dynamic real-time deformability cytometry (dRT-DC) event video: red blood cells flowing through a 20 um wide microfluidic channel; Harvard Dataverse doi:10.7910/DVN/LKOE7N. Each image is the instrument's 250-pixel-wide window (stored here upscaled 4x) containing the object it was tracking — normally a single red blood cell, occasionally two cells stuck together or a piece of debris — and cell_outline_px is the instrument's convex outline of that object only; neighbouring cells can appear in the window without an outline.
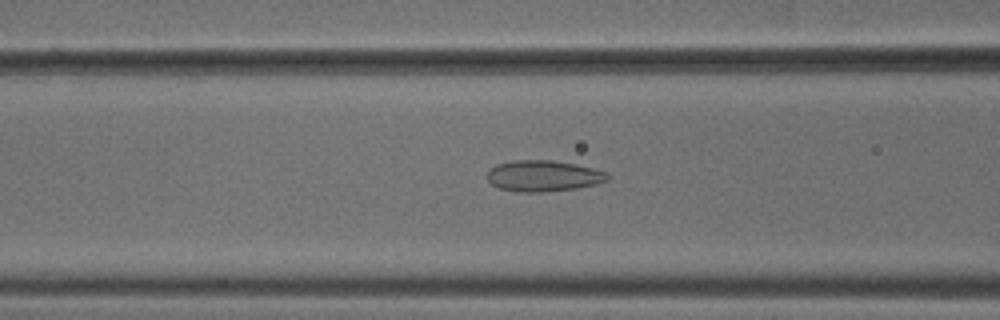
{"species": "common noctule bat (a hibernating species)", "species_latin": "Nyctalus noctula", "temperature_condition": "cold", "stored_images_in_passage": 54, "camera_frame_rate_fps": 3000, "um_per_image_px": 0.085, "animal": {"sex": "male", "body_mass_g": 18.8}, "frame": {"image": 1, "passage_image": 22, "time_ms": 7.0, "image_size_px": [1000, 320], "cell_outline_px": [[608, 180], [596, 184], [576, 188], [544, 192], [520, 192], [500, 188], [492, 184], [488, 180], [488, 172], [496, 164], [512, 160], [552, 160], [576, 164], [608, 172]], "centroid_in_image_um": [46.2, 14.94], "position_along_channel_um": 120.4, "area_um2": 21.73}}
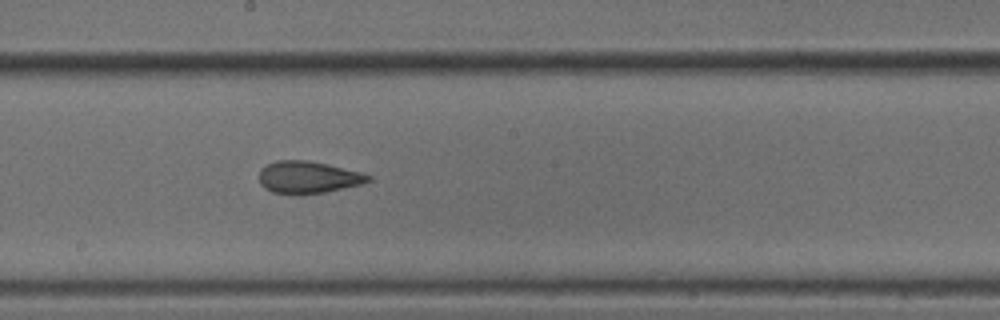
{"frame": {"image": 2, "passage_image": 30, "time_ms": 9.667, "image_size_px": [1000, 320], "cell_outline_px": [[372, 180], [360, 184], [324, 192], [300, 196], [272, 192], [264, 188], [260, 184], [260, 168], [276, 160], [308, 160], [364, 172], [372, 176]], "centroid_in_image_um": [26.18, 15.08], "position_along_channel_um": 222.0, "area_um2": 20.75}}
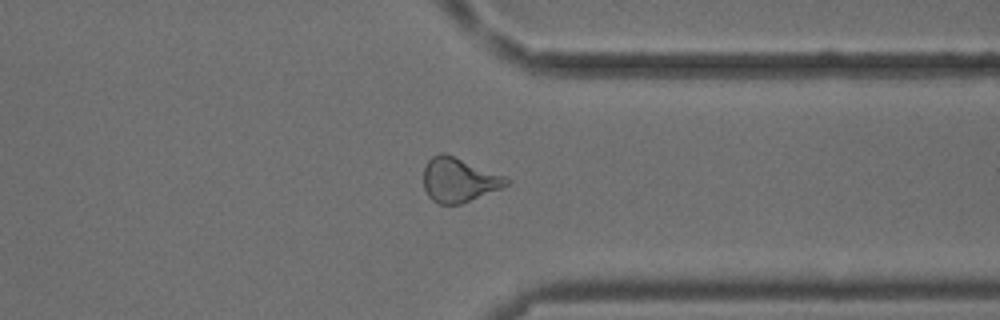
{"frame": {"image": 3, "passage_image": 42, "time_ms": 13.667, "image_size_px": [1000, 320], "cell_outline_px": [[508, 184], [500, 188], [460, 204], [440, 204], [432, 200], [428, 196], [424, 188], [424, 168], [428, 160], [432, 156], [440, 152], [444, 152], [504, 176], [508, 180]], "centroid_in_image_um": [38.95, 15.28], "position_along_channel_um": 372.5, "area_um2": 20.98}, "authors_computed_cell_mechanics": {"area_um2": 21.675, "velocity_mm_per_s": 3.7997, "shape_relaxation_time_tau1_ms": null, "shape_relaxation_time_tau2_ms": 1.8036, "deformation_change_tau1": null, "deformation_change_tau2": 0.0837}}